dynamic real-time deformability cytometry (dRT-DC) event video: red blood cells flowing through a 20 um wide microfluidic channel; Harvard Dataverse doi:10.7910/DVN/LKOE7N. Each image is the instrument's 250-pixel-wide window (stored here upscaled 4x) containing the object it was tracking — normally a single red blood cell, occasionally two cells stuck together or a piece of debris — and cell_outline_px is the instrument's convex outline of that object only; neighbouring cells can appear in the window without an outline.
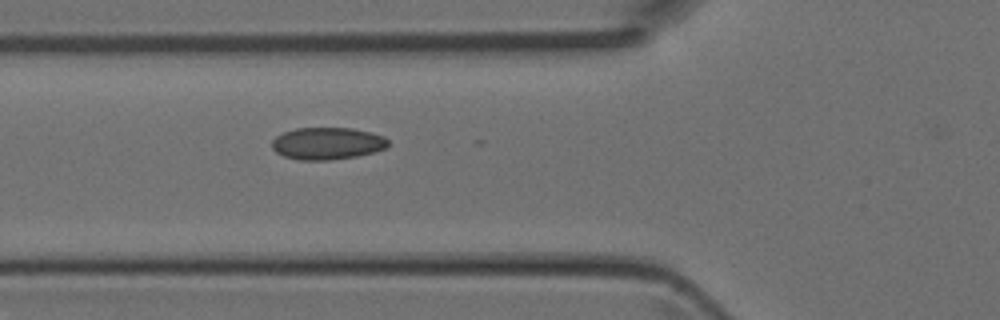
{"species": "Egyptian fruit bat (a non-hibernating species)", "species_latin": "Rousettus aegyptiacus", "temperature_condition": "room temperature", "stored_images_in_passage": 5, "camera_frame_rate_fps": 3000, "um_per_image_px": 0.085, "animal": {"sex": "female"}, "frame": {"image": 1, "passage_image": 5, "time_ms": 1.333, "image_size_px": [1000, 320], "cell_outline_px": [[388, 148], [356, 156], [328, 160], [300, 160], [284, 156], [276, 152], [272, 148], [272, 140], [276, 136], [284, 132], [296, 128], [352, 128], [372, 132], [384, 136], [388, 140]], "centroid_in_image_um": [27.83, 12.18], "position_along_channel_um": 98.0, "area_um2": 21.79}}